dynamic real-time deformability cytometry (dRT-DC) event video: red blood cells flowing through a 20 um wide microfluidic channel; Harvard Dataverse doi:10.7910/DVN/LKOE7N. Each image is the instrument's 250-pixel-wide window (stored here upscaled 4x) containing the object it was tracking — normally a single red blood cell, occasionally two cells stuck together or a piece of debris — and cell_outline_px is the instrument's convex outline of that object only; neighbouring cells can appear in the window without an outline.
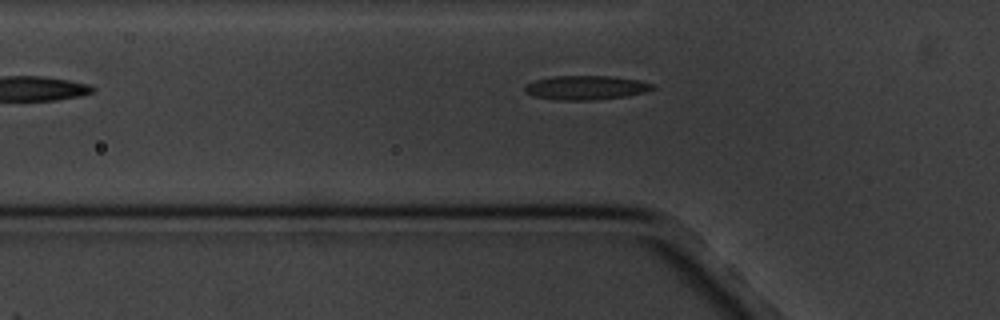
{"species": "common noctule bat (a hibernating species)", "species_latin": "Nyctalus noctula", "temperature_condition": "cold", "stored_images_in_passage": 2, "camera_frame_rate_fps": 3000, "um_per_image_px": 0.085, "animal": {"sex": "male", "body_mass_g": 20.1, "forearm_length_mm": 53.5}, "frame": {"image": 1, "passage_image": 2, "time_ms": 1.333, "image_size_px": [1000, 320], "cell_outline_px": [[656, 88], [644, 92], [624, 96], [596, 100], [556, 100], [532, 96], [524, 92], [524, 84], [536, 80], [552, 76], [612, 76], [640, 80], [656, 84]], "centroid_in_image_um": [49.79, 7.45], "position_along_channel_um": 76.0, "area_um2": 18.21}}